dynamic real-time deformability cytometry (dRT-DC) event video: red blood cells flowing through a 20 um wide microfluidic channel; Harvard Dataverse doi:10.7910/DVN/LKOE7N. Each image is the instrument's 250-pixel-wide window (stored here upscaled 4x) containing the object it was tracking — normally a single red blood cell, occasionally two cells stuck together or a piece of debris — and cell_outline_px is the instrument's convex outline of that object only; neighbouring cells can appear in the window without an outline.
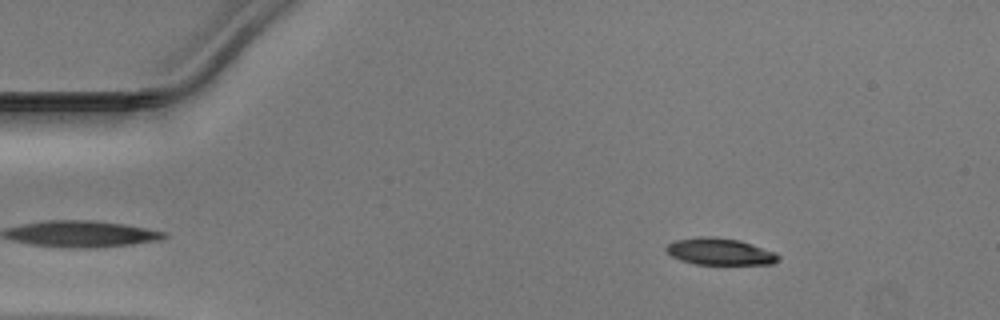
{"species": "Egyptian fruit bat (a non-hibernating species)", "species_latin": "Rousettus aegyptiacus", "temperature_condition": "warm", "stored_images_in_passage": 45, "camera_frame_rate_fps": 3000, "um_per_image_px": 0.085, "animal": {"sex": "male"}, "frame": {"image": 1, "passage_image": 3, "time_ms": 0.667, "image_size_px": [1000, 320], "cell_outline_px": [[780, 260], [772, 264], [696, 264], [680, 260], [672, 256], [664, 248], [668, 244], [676, 240], [700, 236], [712, 236], [740, 240], [776, 252], [780, 256]], "centroid_in_image_um": [61.21, 21.38], "position_along_channel_um": 23.8, "area_um2": 17.57}}
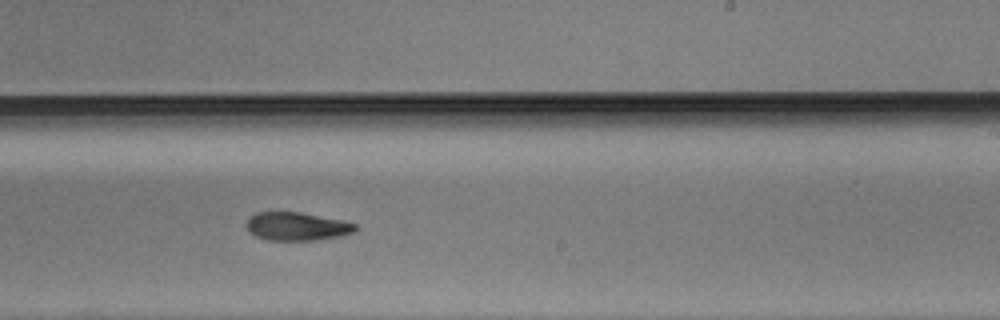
{"frame": {"image": 2, "passage_image": 26, "time_ms": 8.333, "image_size_px": [1000, 320], "cell_outline_px": [[356, 232], [340, 236], [316, 240], [268, 240], [256, 236], [248, 232], [244, 224], [256, 212], [300, 212], [344, 220], [356, 224]], "centroid_in_image_um": [25.23, 19.24], "position_along_channel_um": 263.8, "area_um2": 18.09}}
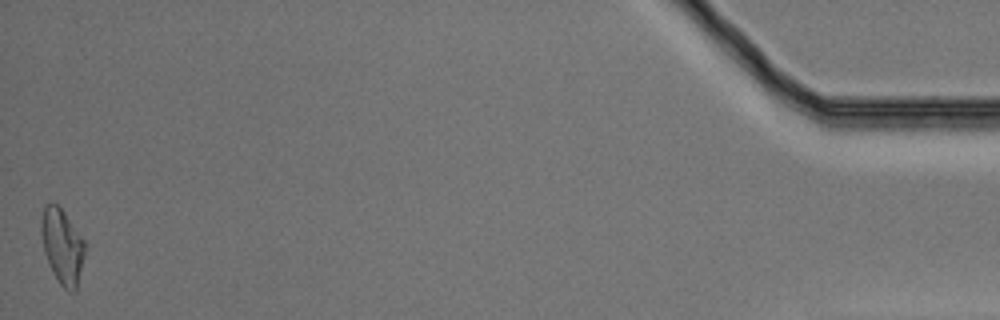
{"frame": {"image": 3, "passage_image": 45, "time_ms": 14.667, "image_size_px": [1000, 320], "cell_outline_px": [[84, 256], [76, 288], [72, 292], [64, 288], [60, 284], [52, 272], [48, 264], [44, 252], [40, 232], [40, 220], [44, 204], [56, 204], [64, 212], [84, 240]], "centroid_in_image_um": [5.25, 20.91], "position_along_channel_um": 430.0, "area_um2": 18.9}}